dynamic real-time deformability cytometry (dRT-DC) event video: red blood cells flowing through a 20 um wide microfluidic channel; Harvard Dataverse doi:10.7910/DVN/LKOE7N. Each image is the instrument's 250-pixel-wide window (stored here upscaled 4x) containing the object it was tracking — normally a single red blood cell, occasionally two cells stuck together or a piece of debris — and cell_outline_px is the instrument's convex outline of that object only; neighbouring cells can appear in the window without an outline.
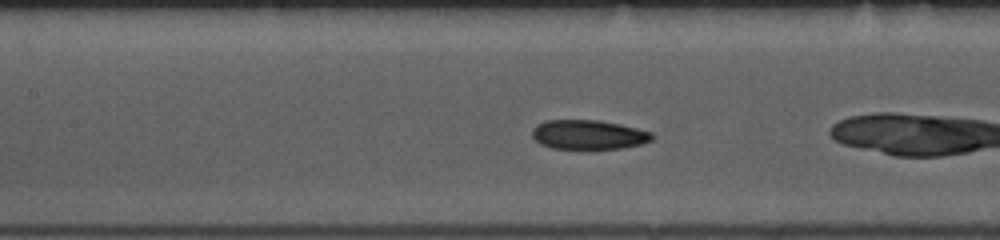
{"species": "common noctule bat (a hibernating species)", "species_latin": "Nyctalus noctula", "temperature_condition": "room temperature", "stored_images_in_passage": 19, "camera_frame_rate_fps": 3000, "um_per_image_px": 0.085, "animal": {"sex": "female", "body_mass_g": 10.0, "forearm_length_mm": 53.1}, "frame": {"image": 1, "passage_image": 15, "time_ms": 4.667, "image_size_px": [1000, 240], "cell_outline_px": [[652, 140], [640, 144], [620, 148], [552, 148], [540, 144], [532, 136], [532, 128], [536, 124], [544, 120], [600, 120], [620, 124], [652, 132]], "centroid_in_image_um": [49.98, 11.43], "position_along_channel_um": 157.4, "area_um2": 20.4}}
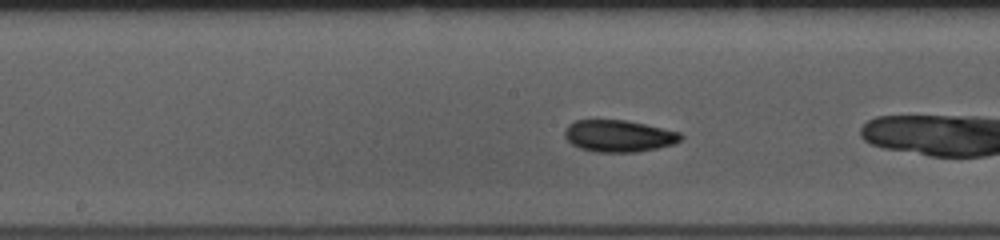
{"frame": {"image": 2, "passage_image": 18, "time_ms": 5.667, "image_size_px": [1000, 240], "cell_outline_px": [[684, 136], [680, 140], [672, 144], [656, 148], [636, 152], [596, 152], [580, 148], [572, 144], [564, 136], [564, 128], [568, 124], [576, 120], [628, 120], [680, 132]], "centroid_in_image_um": [52.57, 11.55], "position_along_channel_um": 195.6, "area_um2": 21.56}}